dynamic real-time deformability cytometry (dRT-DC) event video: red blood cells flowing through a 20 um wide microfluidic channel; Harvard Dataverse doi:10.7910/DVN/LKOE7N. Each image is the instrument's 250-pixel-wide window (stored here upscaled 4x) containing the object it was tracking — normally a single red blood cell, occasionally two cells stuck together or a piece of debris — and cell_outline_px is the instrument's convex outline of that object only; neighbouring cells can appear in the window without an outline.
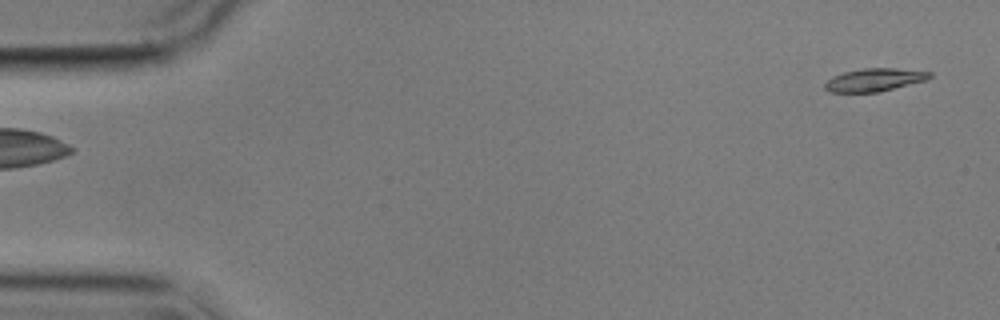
{"species": "common noctule bat (a hibernating species)", "species_latin": "Nyctalus noctula", "temperature_condition": "cold", "stored_images_in_passage": 6, "segment_of_instrument_passage": [2, 2], "camera_frame_rate_fps": 3000, "um_per_image_px": 0.085, "animal": {"sex": "male", "body_mass_g": 17.9}, "frame": {"image": 1, "passage_image": 6, "time_ms": 5.667, "image_size_px": [1000, 320], "cell_outline_px": [[932, 76], [928, 80], [880, 92], [828, 92], [824, 88], [824, 84], [832, 76], [844, 72], [864, 68], [896, 68], [932, 72]], "centroid_in_image_um": [74.35, 6.79], "position_along_channel_um": 10.6, "area_um2": 14.16}}